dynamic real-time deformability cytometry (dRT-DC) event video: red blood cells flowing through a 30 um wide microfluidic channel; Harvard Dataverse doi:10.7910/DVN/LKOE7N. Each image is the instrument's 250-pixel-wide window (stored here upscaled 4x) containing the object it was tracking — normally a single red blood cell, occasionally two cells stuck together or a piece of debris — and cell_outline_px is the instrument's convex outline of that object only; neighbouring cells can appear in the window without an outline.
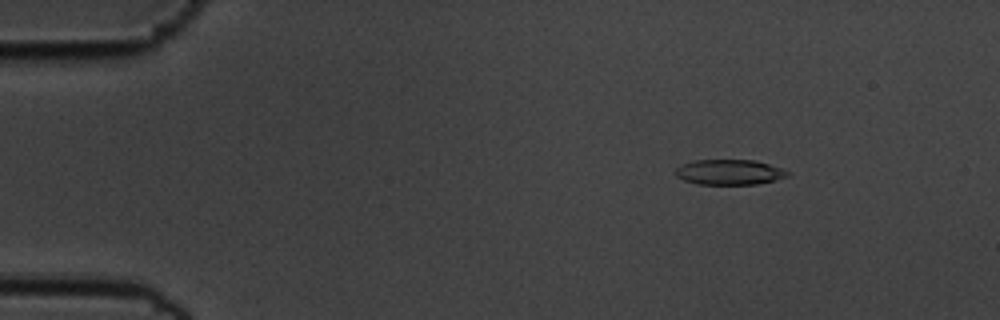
{"species": "common noctule bat (a hibernating species)", "species_latin": "Nyctalus noctula", "temperature_condition": "cold", "stored_images_in_passage": 11, "camera_frame_rate_fps": 3000, "um_per_image_px": 0.085, "animal": {"sex": "male", "body_mass_g": 19.5, "forearm_length_mm": 54.6}, "frame": {"image": 1, "passage_image": 1, "time_ms": 0.0, "image_size_px": [1000, 320], "cell_outline_px": [[788, 176], [776, 180], [756, 184], [696, 184], [684, 180], [676, 176], [676, 168], [680, 164], [696, 160], [756, 160], [780, 168], [788, 172]], "centroid_in_image_um": [61.97, 14.63], "position_along_channel_um": 23.0, "area_um2": 16.42}}
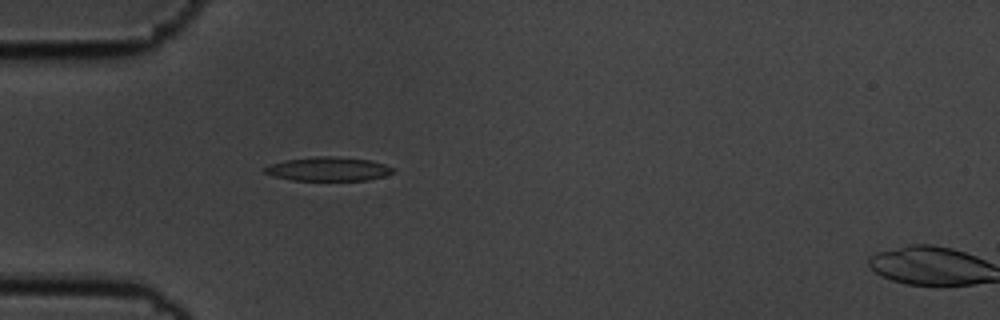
{"frame": {"image": 2, "passage_image": 10, "time_ms": 3.0, "image_size_px": [1000, 320], "cell_outline_px": [[396, 172], [384, 176], [368, 180], [292, 180], [272, 176], [264, 172], [264, 168], [268, 164], [284, 160], [316, 156], [332, 156], [372, 160], [396, 168]], "centroid_in_image_um": [27.92, 14.36], "position_along_channel_um": 57.1, "area_um2": 18.09}}